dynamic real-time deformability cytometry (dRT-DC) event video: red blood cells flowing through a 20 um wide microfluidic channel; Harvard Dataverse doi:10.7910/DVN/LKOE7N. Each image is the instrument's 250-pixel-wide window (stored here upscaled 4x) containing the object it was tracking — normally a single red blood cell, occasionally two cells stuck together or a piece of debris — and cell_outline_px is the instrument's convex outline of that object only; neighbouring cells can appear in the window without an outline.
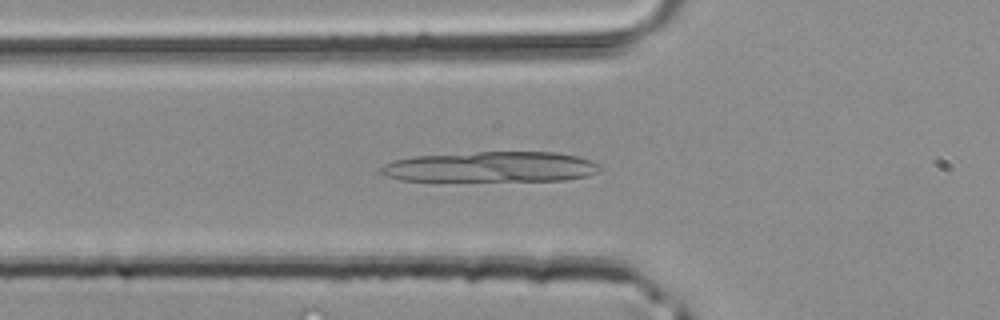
{"species": "common noctule bat (a hibernating species)", "species_latin": "Nyctalus noctula", "temperature_condition": "room temperature", "stored_images_in_passage": 42, "camera_frame_rate_fps": 3000, "um_per_image_px": 0.085, "animal": {"sex": "male", "body_mass_g": 20.4}, "frame": {"image": 1, "passage_image": 14, "time_ms": 4.333, "image_size_px": [1000, 320], "cell_outline_px": [[604, 168], [588, 176], [564, 180], [400, 180], [384, 176], [380, 172], [380, 168], [384, 164], [392, 160], [412, 156], [476, 152], [556, 152], [576, 156], [592, 160], [600, 164]], "centroid_in_image_um": [41.74, 14.18], "position_along_channel_um": 84.1, "area_um2": 38.9}}
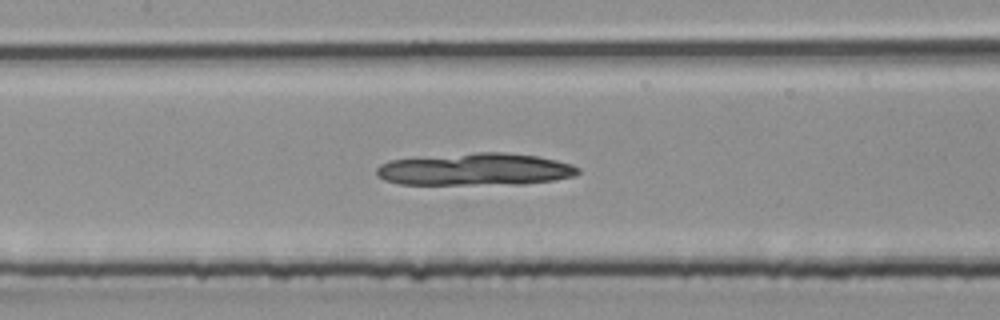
{"frame": {"image": 2, "passage_image": 19, "time_ms": 6.0, "image_size_px": [1000, 320], "cell_outline_px": [[580, 172], [576, 176], [552, 180], [520, 184], [400, 184], [384, 180], [376, 176], [376, 168], [380, 164], [388, 160], [476, 152], [504, 152], [536, 156], [556, 160], [572, 164], [580, 168]], "centroid_in_image_um": [40.39, 14.39], "position_along_channel_um": 167.0, "area_um2": 37.97}}
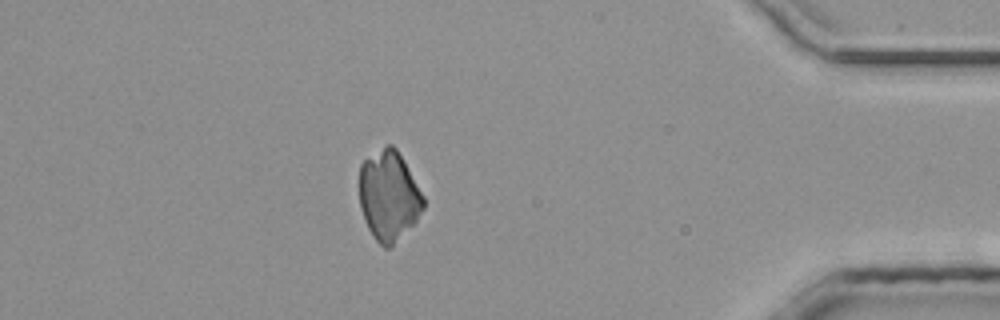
{"frame": {"image": 3, "passage_image": 36, "time_ms": 11.667, "image_size_px": [1000, 320], "cell_outline_px": [[424, 208], [416, 220], [392, 248], [384, 248], [376, 240], [368, 228], [360, 208], [360, 164], [364, 160], [384, 144], [392, 144], [396, 148], [404, 160], [424, 196]], "centroid_in_image_um": [33.05, 16.63], "position_along_channel_um": 402.1, "area_um2": 33.7}}